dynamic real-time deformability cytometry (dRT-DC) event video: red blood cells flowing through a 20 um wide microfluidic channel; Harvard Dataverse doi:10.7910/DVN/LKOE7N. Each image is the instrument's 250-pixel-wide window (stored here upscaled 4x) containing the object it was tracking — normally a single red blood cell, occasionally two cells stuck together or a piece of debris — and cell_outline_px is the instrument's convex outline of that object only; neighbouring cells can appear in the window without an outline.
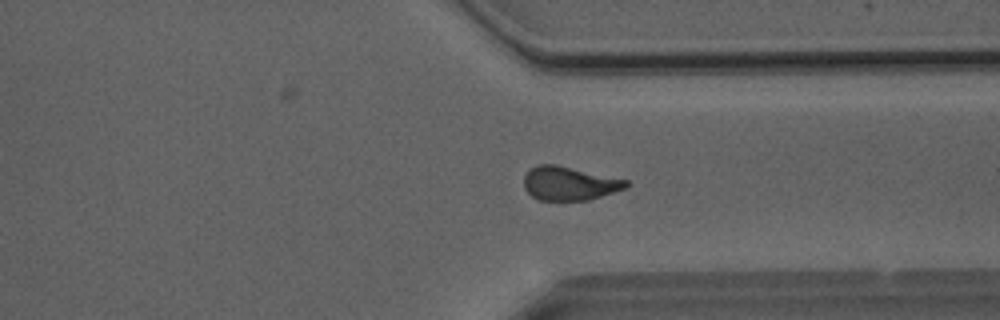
{"species": "Egyptian fruit bat (a non-hibernating species)", "species_latin": "Rousettus aegyptiacus", "temperature_condition": "room temperature", "stored_images_in_passage": 44, "camera_frame_rate_fps": 3000, "um_per_image_px": 0.085, "animal": {"sex": "male"}, "frame": {"image": 1, "passage_image": 38, "time_ms": 12.333, "image_size_px": [1000, 320], "cell_outline_px": [[628, 188], [588, 200], [536, 200], [524, 188], [524, 176], [536, 164], [556, 164], [628, 180]], "centroid_in_image_um": [48.4, 15.59], "position_along_channel_um": 363.0, "area_um2": 20.11}, "authors_computed_cell_mechanics": {"area_um2": 20.9814, "velocity_mm_per_s": 4.0659, "shape_relaxation_time_tau1_ms": null, "shape_relaxation_time_tau2_ms": 2.2435, "deformation_change_tau1": null, "deformation_change_tau2": 0.093}}